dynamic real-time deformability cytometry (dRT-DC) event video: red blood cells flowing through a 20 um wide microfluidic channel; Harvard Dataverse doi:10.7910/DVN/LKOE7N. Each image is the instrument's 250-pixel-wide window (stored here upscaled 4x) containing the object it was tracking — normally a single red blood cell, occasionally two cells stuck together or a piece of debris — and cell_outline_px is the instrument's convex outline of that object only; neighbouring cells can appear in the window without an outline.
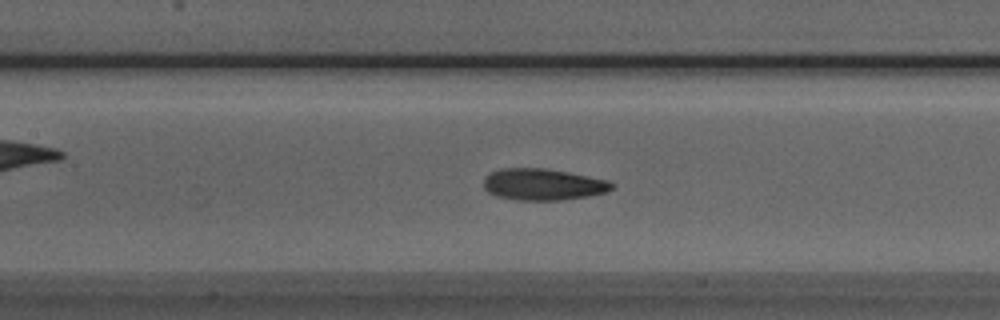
{"species": "Egyptian fruit bat (a non-hibernating species)", "species_latin": "Rousettus aegyptiacus", "temperature_condition": "room temperature", "stored_images_in_passage": 50, "camera_frame_rate_fps": 3000, "um_per_image_px": 0.085, "animal": {"sex": "male"}, "frame": {"image": 1, "passage_image": 22, "time_ms": 7.0, "image_size_px": [1000, 320], "cell_outline_px": [[616, 184], [612, 188], [604, 192], [588, 196], [560, 200], [520, 200], [496, 196], [488, 192], [484, 188], [484, 176], [488, 172], [500, 168], [544, 168], [568, 172], [608, 180]], "centroid_in_image_um": [46.11, 15.66], "position_along_channel_um": 161.3, "area_um2": 23.64}}
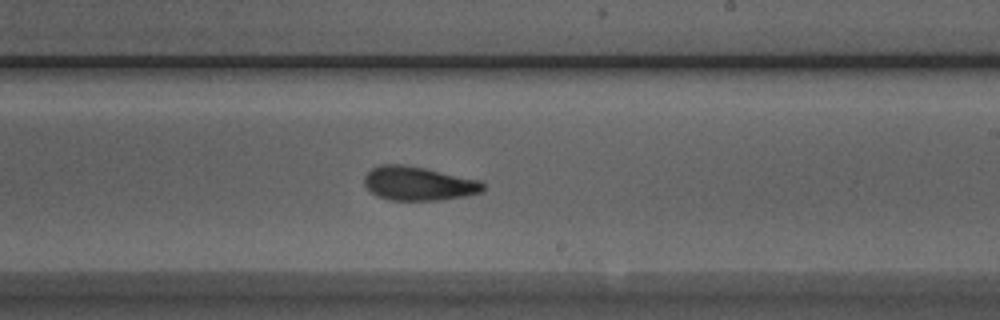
{"frame": {"image": 2, "passage_image": 29, "time_ms": 9.333, "image_size_px": [1000, 320], "cell_outline_px": [[484, 188], [480, 192], [464, 196], [440, 200], [388, 200], [376, 196], [364, 184], [364, 176], [372, 168], [380, 164], [404, 164], [424, 168], [480, 180], [484, 184]], "centroid_in_image_um": [35.54, 15.59], "position_along_channel_um": 253.5, "area_um2": 23.41}}
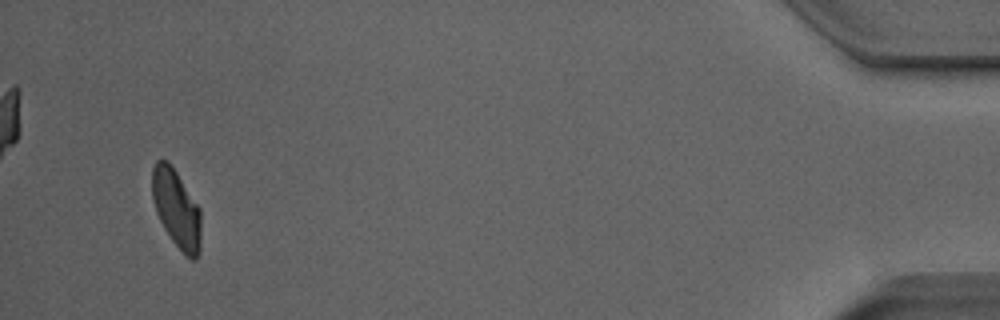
{"frame": {"image": 3, "passage_image": 48, "time_ms": 15.667, "image_size_px": [1000, 320], "cell_outline_px": [[200, 252], [196, 260], [192, 260], [184, 256], [172, 240], [164, 228], [156, 212], [152, 200], [152, 168], [156, 160], [168, 160], [200, 208]], "centroid_in_image_um": [14.99, 17.77], "position_along_channel_um": 420.2, "area_um2": 22.37}, "authors_computed_cell_mechanics": {"area_um2": 23.2934, "velocity_mm_per_s": 3.9676, "shape_relaxation_time_tau1_ms": 5.7937, "shape_relaxation_time_tau2_ms": 2.4404, "deformation_change_tau1": 0.1783, "deformation_change_tau2": 0.1016}}